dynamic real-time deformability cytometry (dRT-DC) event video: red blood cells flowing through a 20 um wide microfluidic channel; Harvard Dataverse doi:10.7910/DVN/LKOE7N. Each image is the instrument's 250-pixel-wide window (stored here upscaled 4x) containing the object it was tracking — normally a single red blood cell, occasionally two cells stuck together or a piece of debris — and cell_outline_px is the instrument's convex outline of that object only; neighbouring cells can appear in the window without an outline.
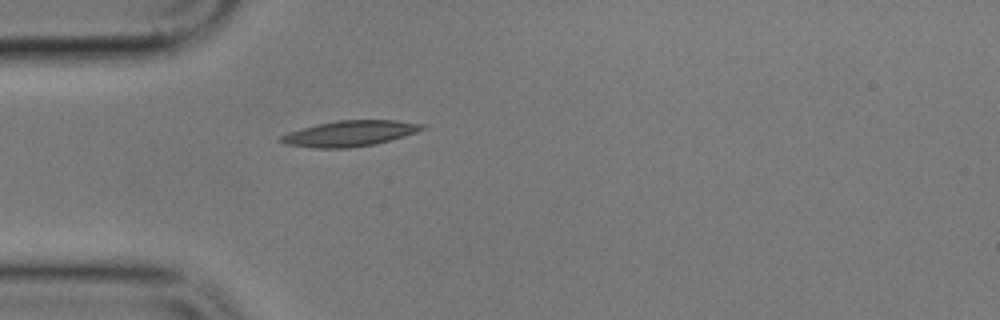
{"species": "common noctule bat (a hibernating species)", "species_latin": "Nyctalus noctula", "temperature_condition": "cold", "stored_images_in_passage": 1, "camera_frame_rate_fps": 3000, "um_per_image_px": 0.085, "animal": {"sex": "male", "body_mass_g": 17.9}, "frame": {"image": 1, "passage_image": 1, "time_ms": 0.0, "image_size_px": [1000, 320], "cell_outline_px": [[424, 128], [416, 132], [404, 136], [372, 144], [348, 148], [316, 148], [284, 144], [276, 140], [280, 136], [288, 132], [300, 128], [336, 120], [396, 120], [424, 124]], "centroid_in_image_um": [29.66, 11.34], "position_along_channel_um": 55.3, "area_um2": 21.04}}